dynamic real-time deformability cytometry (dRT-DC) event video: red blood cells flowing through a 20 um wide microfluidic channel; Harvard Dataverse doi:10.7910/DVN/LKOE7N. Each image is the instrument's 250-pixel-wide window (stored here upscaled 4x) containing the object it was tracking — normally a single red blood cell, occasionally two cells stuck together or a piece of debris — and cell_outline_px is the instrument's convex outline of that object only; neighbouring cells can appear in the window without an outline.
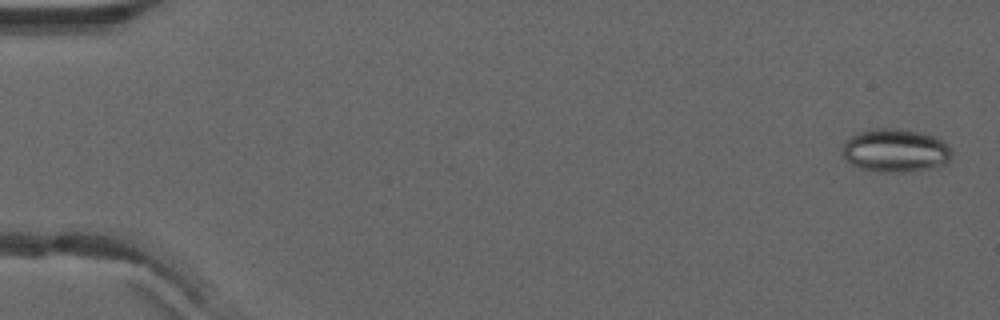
{"species": "common noctule bat (a hibernating species)", "species_latin": "Nyctalus noctula", "temperature_condition": "warm", "stored_images_in_passage": 53, "camera_frame_rate_fps": 3000, "um_per_image_px": 0.085, "animal": {"sex": "male", "forearm_length_mm": 52.5}, "frame": {"image": 1, "passage_image": 2, "time_ms": 0.333, "image_size_px": [1000, 320], "cell_outline_px": [[952, 160], [944, 164], [932, 168], [904, 172], [872, 172], [860, 168], [852, 164], [844, 156], [844, 144], [852, 136], [860, 132], [876, 128], [896, 128], [920, 132], [932, 136], [948, 144], [952, 152]], "centroid_in_image_um": [76.15, 12.81], "position_along_channel_um": 8.8, "area_um2": 27.51}}
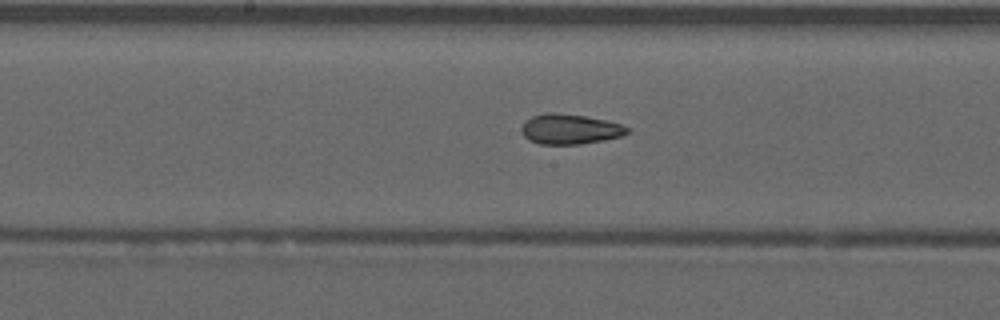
{"frame": {"image": 2, "passage_image": 28, "time_ms": 9.0, "image_size_px": [1000, 320], "cell_outline_px": [[628, 132], [620, 136], [604, 140], [580, 144], [540, 144], [528, 140], [520, 132], [520, 128], [532, 116], [548, 112], [552, 112], [584, 116], [604, 120], [620, 124], [628, 128]], "centroid_in_image_um": [48.4, 10.98], "position_along_channel_um": 199.8, "area_um2": 18.32}}
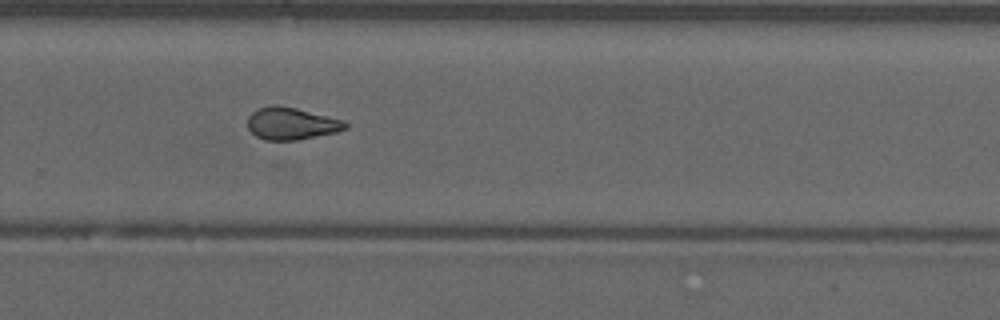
{"frame": {"image": 3, "passage_image": 36, "time_ms": 11.667, "image_size_px": [1000, 320], "cell_outline_px": [[348, 128], [336, 132], [296, 140], [264, 140], [256, 136], [248, 128], [248, 116], [252, 112], [260, 108], [272, 104], [276, 104], [296, 108], [344, 120], [348, 124]], "centroid_in_image_um": [24.76, 10.5], "position_along_channel_um": 305.0, "area_um2": 18.32}, "authors_computed_cell_mechanics": {"area_um2": 18.5538, "velocity_mm_per_s": 3.9634, "shape_relaxation_time_tau1_ms": null, "shape_relaxation_time_tau2_ms": 2.2912, "deformation_change_tau1": null, "deformation_change_tau2": 0.0896}}